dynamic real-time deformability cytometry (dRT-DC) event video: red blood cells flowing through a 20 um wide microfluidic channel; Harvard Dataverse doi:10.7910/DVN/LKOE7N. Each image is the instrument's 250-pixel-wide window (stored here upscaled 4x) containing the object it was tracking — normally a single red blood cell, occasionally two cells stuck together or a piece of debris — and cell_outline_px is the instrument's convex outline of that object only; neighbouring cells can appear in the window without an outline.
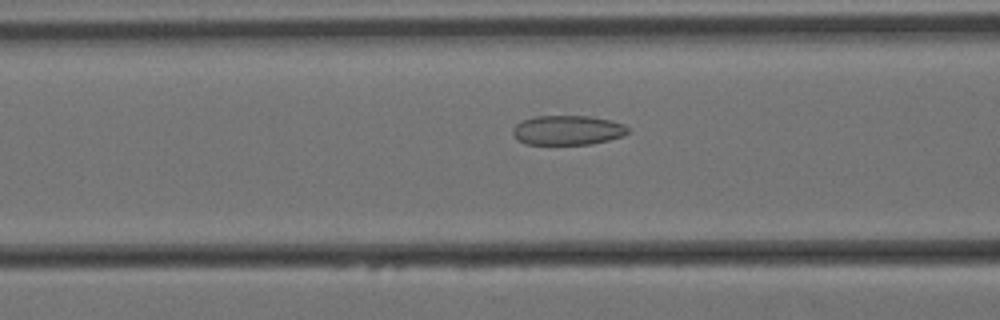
{"species": "Egyptian fruit bat (a non-hibernating species)", "species_latin": "Rousettus aegyptiacus", "temperature_condition": "cold", "stored_images_in_passage": 58, "camera_frame_rate_fps": 3000, "um_per_image_px": 0.085, "animal": {"sex": "female"}, "frame": {"image": 1, "passage_image": 22, "time_ms": 7.0, "image_size_px": [1000, 320], "cell_outline_px": [[628, 132], [624, 136], [592, 144], [524, 144], [516, 140], [512, 132], [512, 128], [516, 124], [532, 116], [588, 116], [608, 120], [624, 124], [628, 128]], "centroid_in_image_um": [48.21, 11.07], "position_along_channel_um": 118.4, "area_um2": 19.88}}
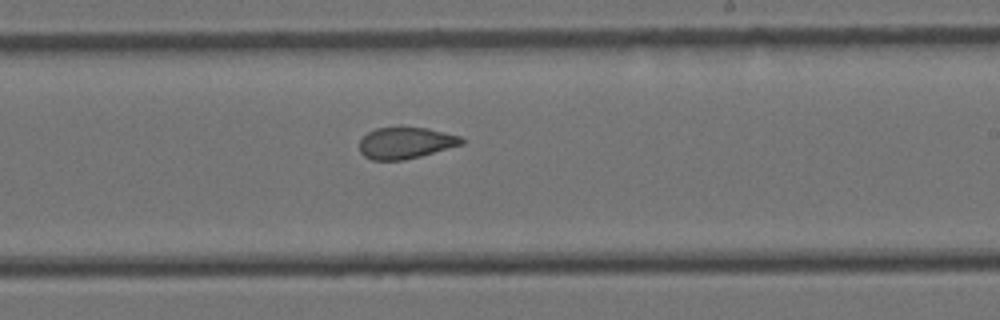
{"frame": {"image": 2, "passage_image": 34, "time_ms": 11.0, "image_size_px": [1000, 320], "cell_outline_px": [[464, 144], [420, 156], [404, 160], [372, 160], [364, 156], [360, 152], [360, 140], [368, 132], [376, 128], [400, 124], [428, 128], [460, 136], [464, 140]], "centroid_in_image_um": [34.47, 12.1], "position_along_channel_um": 254.5, "area_um2": 19.31}}
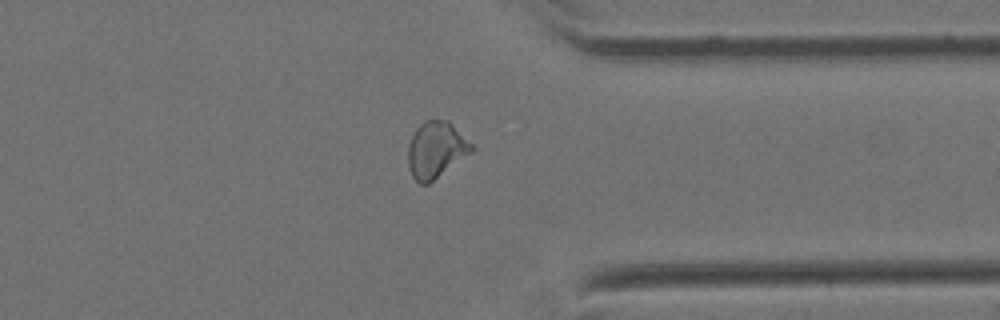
{"frame": {"image": 3, "passage_image": 45, "time_ms": 14.667, "image_size_px": [1000, 320], "cell_outline_px": [[476, 148], [472, 152], [428, 184], [420, 184], [412, 176], [408, 168], [408, 144], [416, 128], [424, 120], [448, 120]], "centroid_in_image_um": [37.05, 12.73], "position_along_channel_um": 374.4, "area_um2": 20.81}, "authors_computed_cell_mechanics": {"area_um2": 20.7502, "velocity_mm_per_s": 3.4105, "shape_relaxation_time_tau1_ms": null, "shape_relaxation_time_tau2_ms": 1.923, "deformation_change_tau1": null, "deformation_change_tau2": 0.0795}}